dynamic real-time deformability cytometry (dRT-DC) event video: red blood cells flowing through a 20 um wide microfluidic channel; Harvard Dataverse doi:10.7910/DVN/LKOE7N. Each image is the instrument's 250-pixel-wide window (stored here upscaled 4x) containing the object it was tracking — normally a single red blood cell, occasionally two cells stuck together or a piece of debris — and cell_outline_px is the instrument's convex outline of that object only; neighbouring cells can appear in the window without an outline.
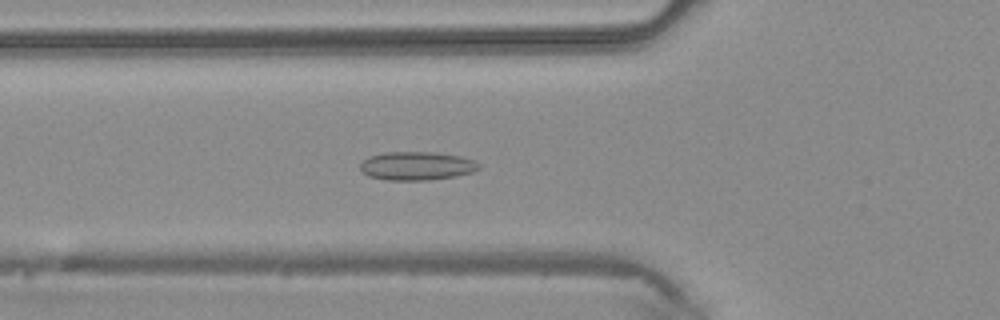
{"species": "common noctule bat (a hibernating species)", "species_latin": "Nyctalus noctula", "temperature_condition": "warm", "stored_images_in_passage": 44, "camera_frame_rate_fps": 3000, "um_per_image_px": 0.085, "animal": {"sex": "male", "body_mass_g": 20.4}, "frame": {"image": 1, "passage_image": 16, "time_ms": 5.0, "image_size_px": [1000, 320], "cell_outline_px": [[480, 168], [472, 172], [456, 176], [428, 180], [384, 180], [368, 176], [360, 168], [360, 164], [368, 156], [384, 152], [436, 152], [460, 156], [476, 160], [480, 164]], "centroid_in_image_um": [35.43, 14.1], "position_along_channel_um": 90.4, "area_um2": 19.88}}
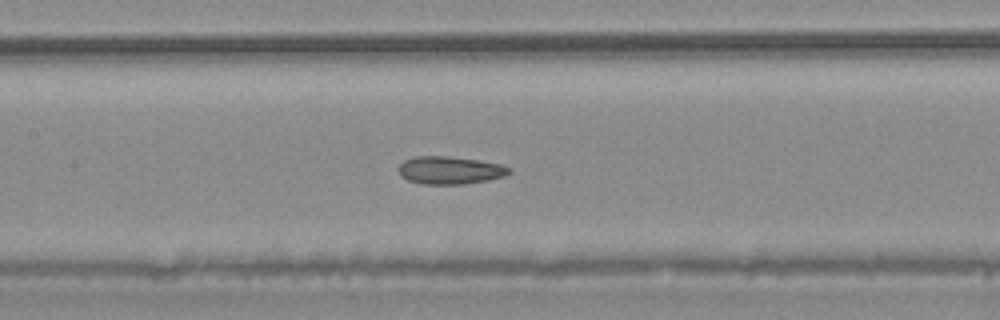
{"frame": {"image": 2, "passage_image": 21, "time_ms": 6.667, "image_size_px": [1000, 320], "cell_outline_px": [[512, 172], [504, 176], [488, 180], [464, 184], [424, 184], [408, 180], [400, 176], [396, 168], [404, 160], [416, 156], [444, 156], [476, 160], [500, 164], [512, 168]], "centroid_in_image_um": [38.22, 14.47], "position_along_channel_um": 169.2, "area_um2": 17.92}}
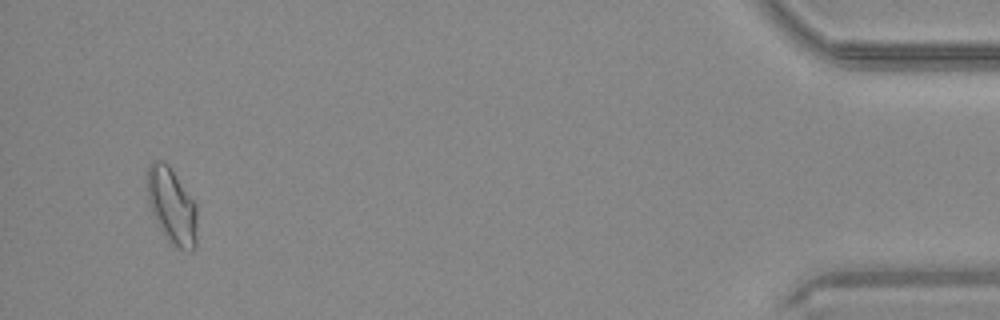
{"frame": {"image": 3, "passage_image": 42, "time_ms": 13.667, "image_size_px": [1000, 320], "cell_outline_px": [[196, 248], [192, 252], [188, 252], [176, 248], [168, 240], [160, 228], [148, 204], [148, 164], [152, 160], [164, 160], [168, 164], [196, 204]], "centroid_in_image_um": [14.62, 17.52], "position_along_channel_um": 420.6, "area_um2": 22.08}}